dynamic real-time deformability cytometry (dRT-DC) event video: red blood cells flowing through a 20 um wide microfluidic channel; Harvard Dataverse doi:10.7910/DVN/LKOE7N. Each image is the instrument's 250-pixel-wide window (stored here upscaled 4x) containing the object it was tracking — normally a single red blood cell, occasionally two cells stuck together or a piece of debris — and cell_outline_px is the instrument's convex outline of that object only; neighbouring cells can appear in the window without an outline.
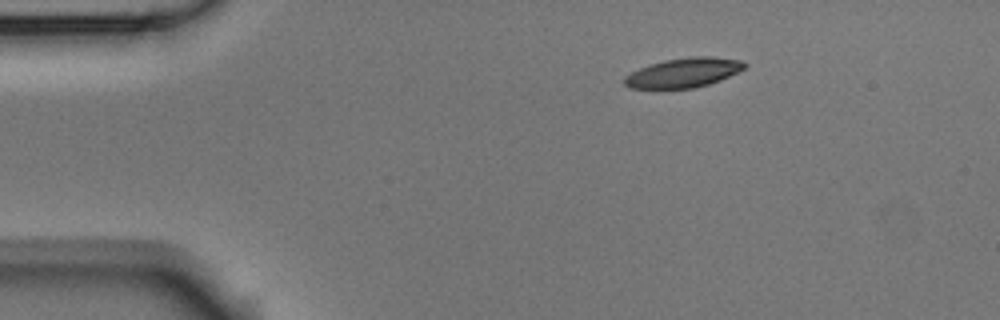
{"species": "Egyptian fruit bat (a non-hibernating species)", "species_latin": "Rousettus aegyptiacus", "temperature_condition": "room temperature", "stored_images_in_passage": 2, "camera_frame_rate_fps": 3000, "um_per_image_px": 0.085, "animal": {"sex": "male"}, "frame": {"image": 1, "passage_image": 1, "time_ms": 0.0, "image_size_px": [1000, 320], "cell_outline_px": [[748, 64], [744, 68], [720, 80], [708, 84], [692, 88], [628, 88], [624, 84], [624, 76], [640, 68], [664, 60], [692, 56], [712, 56], [740, 60]], "centroid_in_image_um": [58.1, 6.17], "position_along_channel_um": 26.9, "area_um2": 20.4}}